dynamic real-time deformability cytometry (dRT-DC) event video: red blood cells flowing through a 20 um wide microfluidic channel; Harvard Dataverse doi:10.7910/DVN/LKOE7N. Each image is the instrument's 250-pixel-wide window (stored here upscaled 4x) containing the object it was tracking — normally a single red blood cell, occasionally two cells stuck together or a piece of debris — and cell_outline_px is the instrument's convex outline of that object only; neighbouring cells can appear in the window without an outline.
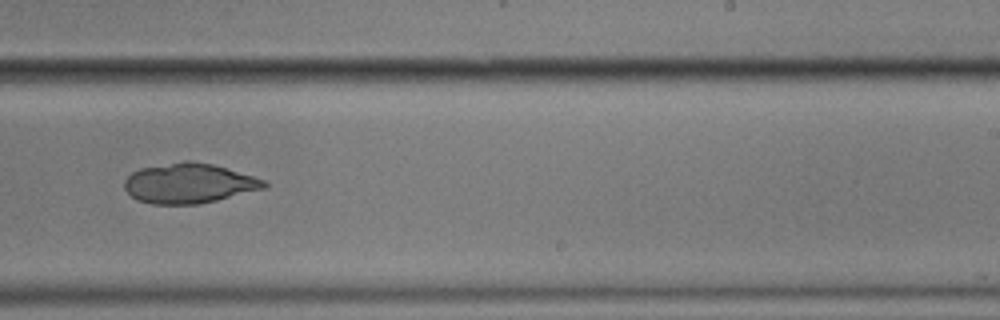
{"species": "common noctule bat (a hibernating species)", "species_latin": "Nyctalus noctula", "temperature_condition": "cold", "stored_images_in_passage": 10, "camera_frame_rate_fps": 3000, "um_per_image_px": 0.085, "animal": {"sex": "male", "body_mass_g": 17.9}, "frame": {"image": 1, "passage_image": 10, "time_ms": 10.667, "image_size_px": [1000, 320], "cell_outline_px": [[268, 184], [264, 188], [216, 200], [196, 204], [152, 204], [136, 200], [124, 188], [124, 180], [132, 172], [140, 168], [184, 160], [188, 160], [212, 164], [268, 180]], "centroid_in_image_um": [16.04, 15.57], "position_along_channel_um": 273.0, "area_um2": 32.43}}